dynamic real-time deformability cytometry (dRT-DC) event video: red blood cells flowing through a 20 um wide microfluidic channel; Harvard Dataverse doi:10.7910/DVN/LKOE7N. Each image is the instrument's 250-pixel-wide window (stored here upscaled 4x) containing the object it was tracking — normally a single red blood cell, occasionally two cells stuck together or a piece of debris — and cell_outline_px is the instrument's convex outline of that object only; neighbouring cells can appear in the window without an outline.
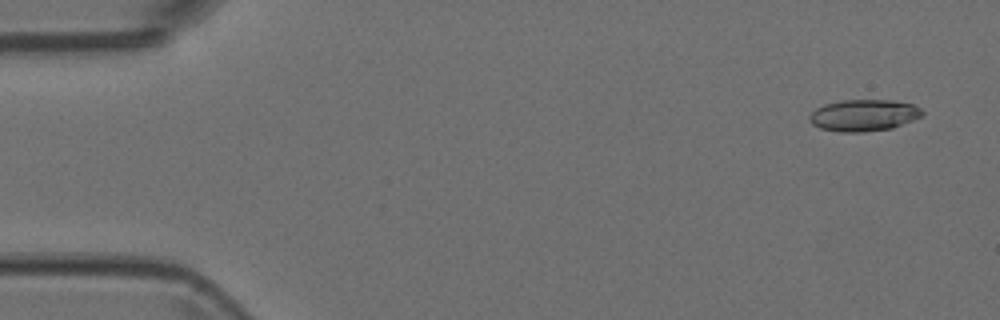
{"species": "Egyptian fruit bat (a non-hibernating species)", "species_latin": "Rousettus aegyptiacus", "temperature_condition": "room temperature", "stored_images_in_passage": 6, "segment_of_instrument_passage": [2, 2], "camera_frame_rate_fps": 3000, "um_per_image_px": 0.085, "animal": {"sex": "female"}, "frame": {"image": 1, "passage_image": 6, "time_ms": 1.667, "image_size_px": [1000, 320], "cell_outline_px": [[924, 116], [892, 128], [864, 132], [840, 132], [820, 128], [812, 124], [808, 120], [808, 116], [816, 108], [824, 104], [844, 100], [892, 100], [912, 104], [920, 108], [924, 112]], "centroid_in_image_um": [73.42, 9.8], "position_along_channel_um": 11.6, "area_um2": 20.92}}